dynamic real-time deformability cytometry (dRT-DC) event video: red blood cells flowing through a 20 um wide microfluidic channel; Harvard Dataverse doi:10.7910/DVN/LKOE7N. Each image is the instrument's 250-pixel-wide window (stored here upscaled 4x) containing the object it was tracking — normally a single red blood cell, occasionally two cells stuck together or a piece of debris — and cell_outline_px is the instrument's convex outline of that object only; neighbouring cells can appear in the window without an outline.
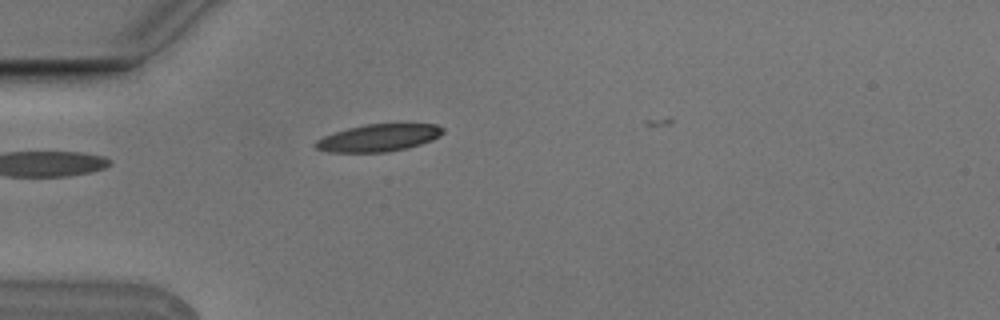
{"species": "Egyptian fruit bat (a non-hibernating species)", "species_latin": "Rousettus aegyptiacus", "temperature_condition": "cold", "stored_images_in_passage": 2, "camera_frame_rate_fps": 3000, "um_per_image_px": 0.085, "animal": {"sex": "male"}, "frame": {"image": 1, "passage_image": 2, "time_ms": 0.333, "image_size_px": [1000, 320], "cell_outline_px": [[444, 132], [440, 136], [432, 140], [408, 148], [388, 152], [328, 152], [316, 148], [312, 144], [316, 140], [324, 136], [348, 128], [368, 124], [436, 124], [444, 128]], "centroid_in_image_um": [32.19, 11.72], "position_along_channel_um": 52.8, "area_um2": 20.23}}